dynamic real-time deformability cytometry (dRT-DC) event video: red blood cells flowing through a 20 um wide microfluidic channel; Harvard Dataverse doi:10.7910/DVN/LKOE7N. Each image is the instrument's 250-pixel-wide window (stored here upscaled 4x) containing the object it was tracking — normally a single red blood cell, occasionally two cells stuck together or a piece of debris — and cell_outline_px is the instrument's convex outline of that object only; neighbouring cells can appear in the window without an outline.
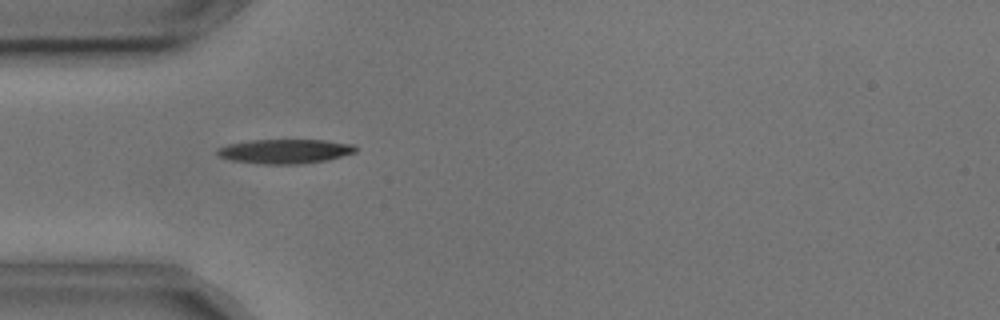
{"species": "common noctule bat (a hibernating species)", "species_latin": "Nyctalus noctula", "temperature_condition": "cold", "stored_images_in_passage": 3, "camera_frame_rate_fps": 3000, "um_per_image_px": 0.085, "animal": {"sex": "male", "body_mass_g": 17.9, "forearm_length_mm": 54.2}, "frame": {"image": 1, "passage_image": 1, "time_ms": 0.0, "image_size_px": [1000, 320], "cell_outline_px": [[356, 152], [324, 160], [300, 164], [264, 164], [232, 160], [220, 156], [216, 152], [220, 148], [228, 144], [248, 140], [324, 140], [352, 144], [356, 148]], "centroid_in_image_um": [24.21, 12.85], "position_along_channel_um": 60.8, "area_um2": 19.31}}
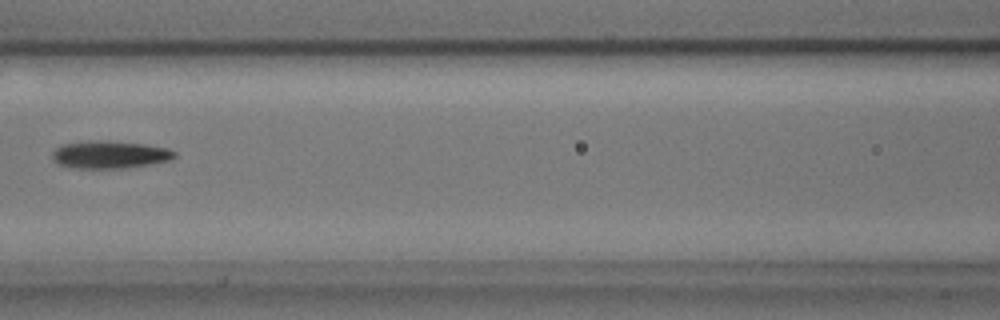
{"frame": {"image": 2, "passage_image": 3, "time_ms": 0.667, "image_size_px": [1000, 320], "cell_outline_px": [[176, 156], [168, 160], [152, 164], [124, 168], [72, 168], [56, 164], [52, 160], [52, 152], [60, 144], [88, 140], [108, 140], [144, 144], [168, 148], [176, 152]], "centroid_in_image_um": [9.27, 13.13], "position_along_channel_um": 157.3, "area_um2": 20.0}}